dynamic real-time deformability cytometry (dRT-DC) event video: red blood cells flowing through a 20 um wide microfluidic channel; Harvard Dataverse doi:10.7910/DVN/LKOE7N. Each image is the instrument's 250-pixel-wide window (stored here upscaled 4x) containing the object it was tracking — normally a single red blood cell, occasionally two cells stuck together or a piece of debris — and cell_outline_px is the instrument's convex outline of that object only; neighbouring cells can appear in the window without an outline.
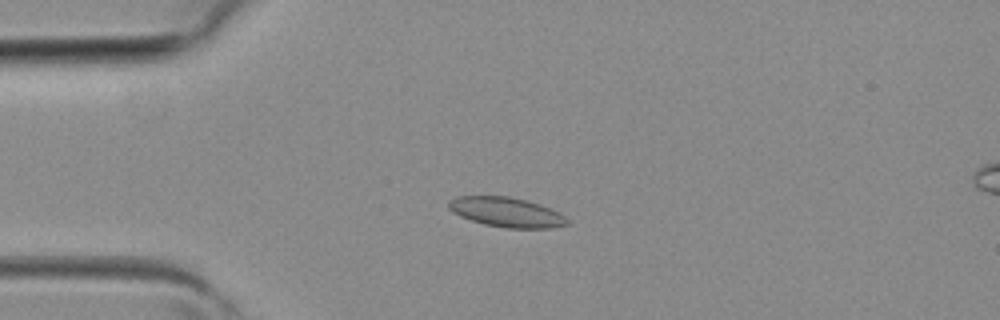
{"species": "common noctule bat (a hibernating species)", "species_latin": "Nyctalus noctula", "temperature_condition": "room temperature", "stored_images_in_passage": 4, "camera_frame_rate_fps": 3000, "um_per_image_px": 0.085, "animal": {"sex": "female", "body_mass_g": 19.3, "forearm_length_mm": 54.1}, "frame": {"image": 1, "passage_image": 2, "time_ms": 0.333, "image_size_px": [1000, 320], "cell_outline_px": [[568, 224], [552, 228], [504, 228], [484, 224], [460, 216], [452, 212], [448, 208], [448, 200], [456, 196], [508, 196], [528, 200], [540, 204], [560, 212], [568, 220]], "centroid_in_image_um": [43.04, 18.03], "position_along_channel_um": 42.0, "area_um2": 20.69}}
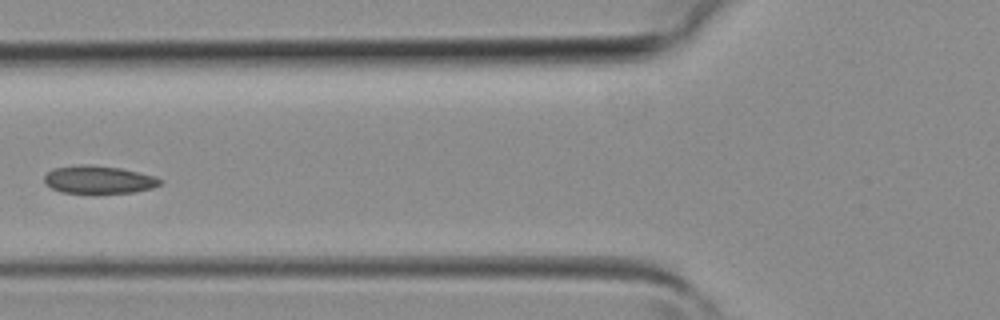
{"frame": {"image": 2, "passage_image": 4, "time_ms": 1.0, "image_size_px": [1000, 320], "cell_outline_px": [[164, 180], [160, 184], [152, 188], [132, 192], [96, 196], [60, 192], [44, 184], [44, 176], [52, 168], [76, 164], [92, 164], [120, 168], [156, 176]], "centroid_in_image_um": [8.35, 15.3], "position_along_channel_um": 117.4, "area_um2": 19.83}}